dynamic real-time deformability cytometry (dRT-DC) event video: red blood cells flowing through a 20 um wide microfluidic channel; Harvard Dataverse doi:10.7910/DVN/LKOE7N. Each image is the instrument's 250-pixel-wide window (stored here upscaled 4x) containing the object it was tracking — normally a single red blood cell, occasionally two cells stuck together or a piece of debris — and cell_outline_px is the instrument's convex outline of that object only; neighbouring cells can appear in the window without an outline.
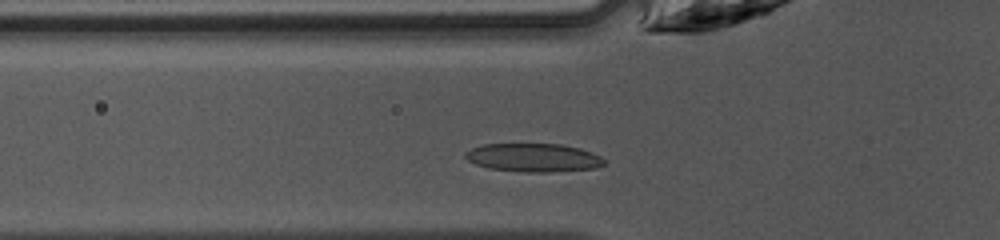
{"species": "common noctule bat (a hibernating species)", "species_latin": "Nyctalus noctula", "temperature_condition": "warm", "stored_images_in_passage": 25, "camera_frame_rate_fps": 3000, "um_per_image_px": 0.085, "animal": {"sex": "female", "body_mass_g": 10.0, "forearm_length_mm": 53.1}, "frame": {"image": 1, "passage_image": 2, "time_ms": 0.333, "image_size_px": [1000, 240], "cell_outline_px": [[604, 164], [596, 168], [548, 172], [528, 172], [488, 168], [476, 164], [468, 160], [464, 156], [464, 152], [472, 148], [484, 144], [560, 144], [580, 148], [592, 152], [600, 156], [604, 160]], "centroid_in_image_um": [45.34, 13.39], "position_along_channel_um": 80.5, "area_um2": 22.89}}
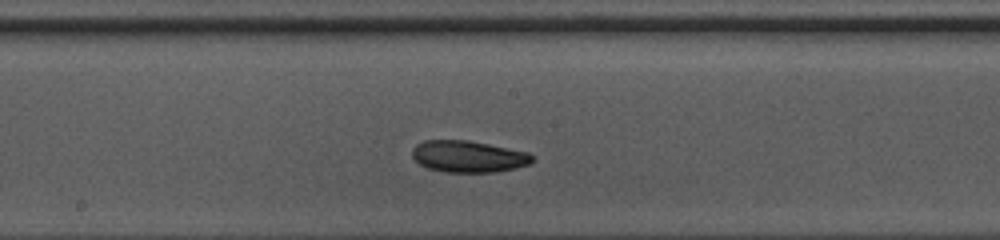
{"frame": {"image": 2, "passage_image": 11, "time_ms": 3.333, "image_size_px": [1000, 240], "cell_outline_px": [[536, 160], [528, 164], [516, 168], [496, 172], [444, 172], [428, 168], [420, 164], [412, 156], [412, 148], [416, 144], [424, 140], [468, 140], [528, 152]], "centroid_in_image_um": [39.8, 13.3], "position_along_channel_um": 208.4, "area_um2": 22.2}}
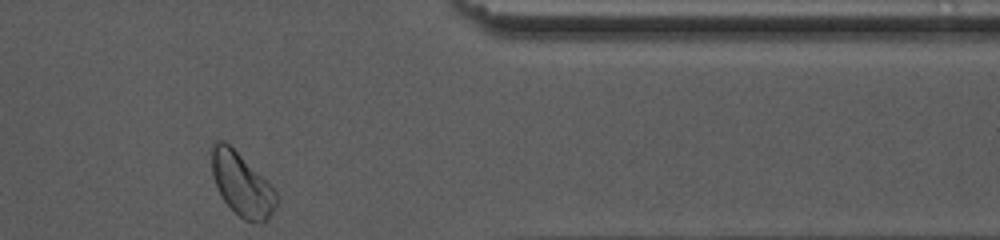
{"frame": {"image": 3, "passage_image": 25, "time_ms": 8.0, "image_size_px": [1000, 240], "cell_outline_px": [[280, 204], [268, 220], [244, 220], [220, 196], [212, 176], [212, 144], [216, 140], [224, 140], [268, 180], [276, 188], [280, 200]], "centroid_in_image_um": [20.61, 15.66], "position_along_channel_um": 390.8, "area_um2": 24.04}, "authors_computed_cell_mechanics": {"area_um2": 21.8484, "velocity_mm_per_s": 4.2299, "shape_relaxation_time_tau1_ms": 2.7307, "shape_relaxation_time_tau2_ms": null, "deformation_change_tau1": 0.0887, "deformation_change_tau2": null}}